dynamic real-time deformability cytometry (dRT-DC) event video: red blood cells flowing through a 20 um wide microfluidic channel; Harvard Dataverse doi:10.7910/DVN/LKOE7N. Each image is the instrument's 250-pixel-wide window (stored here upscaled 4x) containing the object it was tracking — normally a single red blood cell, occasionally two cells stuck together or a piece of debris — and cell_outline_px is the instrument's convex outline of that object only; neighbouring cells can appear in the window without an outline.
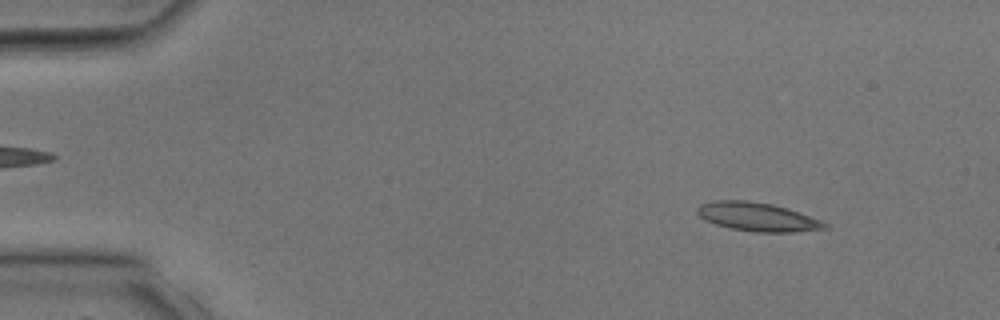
{"species": "common noctule bat (a hibernating species)", "species_latin": "Nyctalus noctula", "temperature_condition": "room temperature", "stored_images_in_passage": 33, "camera_frame_rate_fps": 3000, "um_per_image_px": 0.085, "animal": {"sex": "male", "body_mass_g": 17.9, "forearm_length_mm": 54.2}, "frame": {"image": 1, "passage_image": 3, "time_ms": 0.667, "image_size_px": [1000, 320], "cell_outline_px": [[828, 228], [792, 232], [756, 232], [732, 228], [716, 224], [704, 220], [696, 212], [696, 208], [700, 204], [716, 200], [744, 200], [772, 204], [788, 208], [820, 220], [828, 224]], "centroid_in_image_um": [64.36, 18.43], "position_along_channel_um": 20.6, "area_um2": 21.15}}
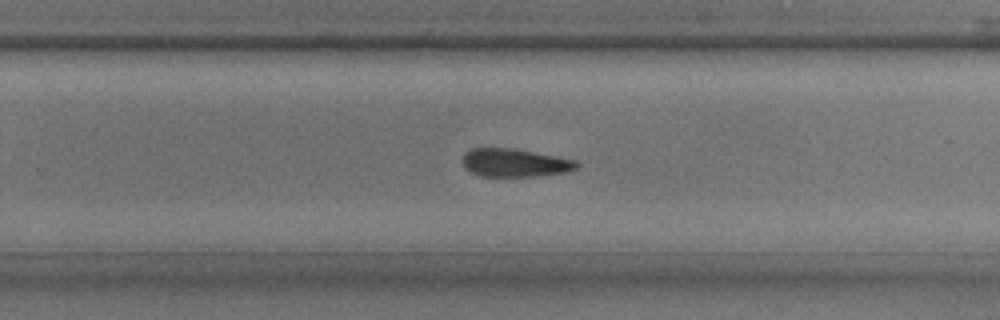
{"frame": {"image": 2, "passage_image": 21, "time_ms": 6.667, "image_size_px": [1000, 320], "cell_outline_px": [[580, 164], [576, 168], [568, 172], [532, 176], [480, 176], [464, 168], [460, 160], [464, 152], [472, 148], [512, 148], [556, 156], [576, 160]], "centroid_in_image_um": [43.71, 13.83], "position_along_channel_um": 286.1, "area_um2": 18.84}}
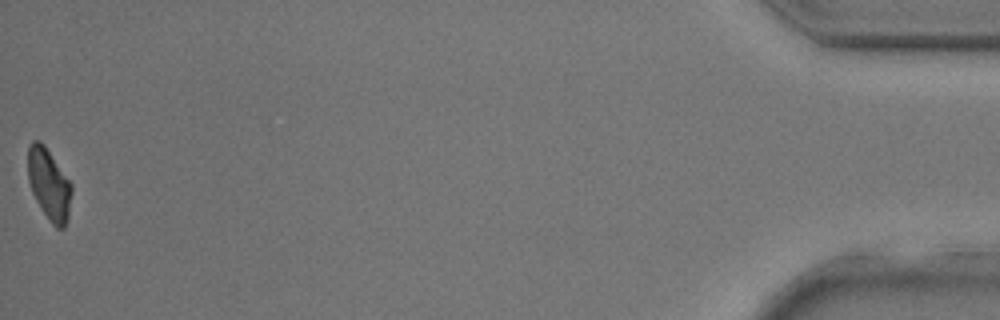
{"frame": {"image": 3, "passage_image": 33, "time_ms": 10.667, "image_size_px": [1000, 320], "cell_outline_px": [[72, 192], [68, 216], [64, 228], [56, 228], [52, 224], [36, 200], [32, 192], [28, 180], [28, 144], [32, 140], [40, 140], [44, 144], [72, 184]], "centroid_in_image_um": [4.16, 15.63], "position_along_channel_um": 431.0, "area_um2": 18.09}}